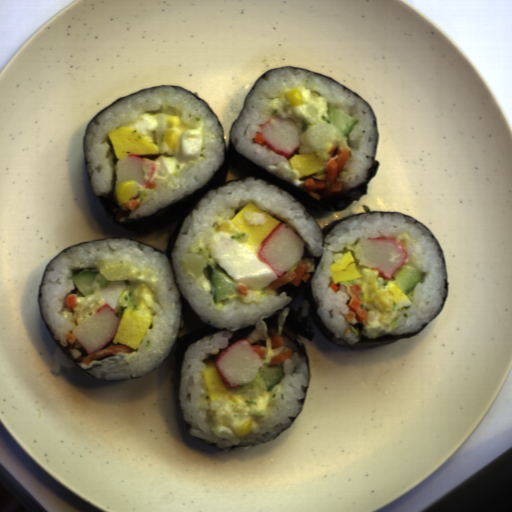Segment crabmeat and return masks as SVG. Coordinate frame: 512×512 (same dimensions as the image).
Here are the masks:
<instances>
[{"instance_id": "f7934b28", "label": "crabmeat", "mask_w": 512, "mask_h": 512, "mask_svg": "<svg viewBox=\"0 0 512 512\" xmlns=\"http://www.w3.org/2000/svg\"><path fill=\"white\" fill-rule=\"evenodd\" d=\"M304 254L302 239L290 225L282 222L264 238L257 256L276 275L282 277Z\"/></svg>"}, {"instance_id": "ab03a17e", "label": "crabmeat", "mask_w": 512, "mask_h": 512, "mask_svg": "<svg viewBox=\"0 0 512 512\" xmlns=\"http://www.w3.org/2000/svg\"><path fill=\"white\" fill-rule=\"evenodd\" d=\"M215 367L230 389L254 382L263 365L262 358L247 340H238L220 352Z\"/></svg>"}, {"instance_id": "da637512", "label": "crabmeat", "mask_w": 512, "mask_h": 512, "mask_svg": "<svg viewBox=\"0 0 512 512\" xmlns=\"http://www.w3.org/2000/svg\"><path fill=\"white\" fill-rule=\"evenodd\" d=\"M121 317H117L116 309L104 304L93 315L82 321L73 330L76 338L89 355L100 351L117 334Z\"/></svg>"}, {"instance_id": "9d59a246", "label": "crabmeat", "mask_w": 512, "mask_h": 512, "mask_svg": "<svg viewBox=\"0 0 512 512\" xmlns=\"http://www.w3.org/2000/svg\"><path fill=\"white\" fill-rule=\"evenodd\" d=\"M364 261L376 268L383 279L392 278L393 273L405 263L408 252L394 238L375 237L359 244Z\"/></svg>"}, {"instance_id": "a9fbdb7a", "label": "crabmeat", "mask_w": 512, "mask_h": 512, "mask_svg": "<svg viewBox=\"0 0 512 512\" xmlns=\"http://www.w3.org/2000/svg\"><path fill=\"white\" fill-rule=\"evenodd\" d=\"M260 134L265 145L278 155L290 159L301 147V129L290 118L278 115L269 118L261 127Z\"/></svg>"}, {"instance_id": "e58a6bb4", "label": "crabmeat", "mask_w": 512, "mask_h": 512, "mask_svg": "<svg viewBox=\"0 0 512 512\" xmlns=\"http://www.w3.org/2000/svg\"><path fill=\"white\" fill-rule=\"evenodd\" d=\"M156 165L150 160L127 154L116 163L117 179L115 182L113 197H116L118 188L123 181H136L144 188L150 182Z\"/></svg>"}]
</instances>
